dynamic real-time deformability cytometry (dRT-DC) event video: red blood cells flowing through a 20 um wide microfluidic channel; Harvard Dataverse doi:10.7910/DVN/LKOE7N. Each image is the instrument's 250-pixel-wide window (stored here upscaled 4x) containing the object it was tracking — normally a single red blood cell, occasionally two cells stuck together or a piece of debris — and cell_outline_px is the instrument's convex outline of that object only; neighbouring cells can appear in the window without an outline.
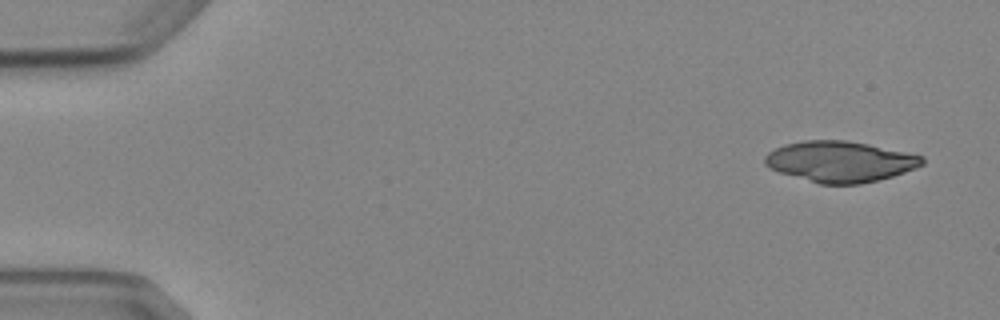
{"species": "Egyptian fruit bat (a non-hibernating species)", "species_latin": "Rousettus aegyptiacus", "temperature_condition": "cold", "stored_images_in_passage": 7, "camera_frame_rate_fps": 3000, "um_per_image_px": 0.085, "animal": {"sex": "female"}, "frame": {"image": 1, "passage_image": 1, "time_ms": 0.0, "image_size_px": [1000, 320], "cell_outline_px": [[924, 164], [916, 168], [892, 176], [860, 184], [820, 184], [780, 172], [768, 168], [764, 164], [764, 156], [768, 152], [784, 144], [804, 140], [844, 140], [868, 144], [924, 156]], "centroid_in_image_um": [71.39, 13.73], "position_along_channel_um": 13.6, "area_um2": 37.34}}
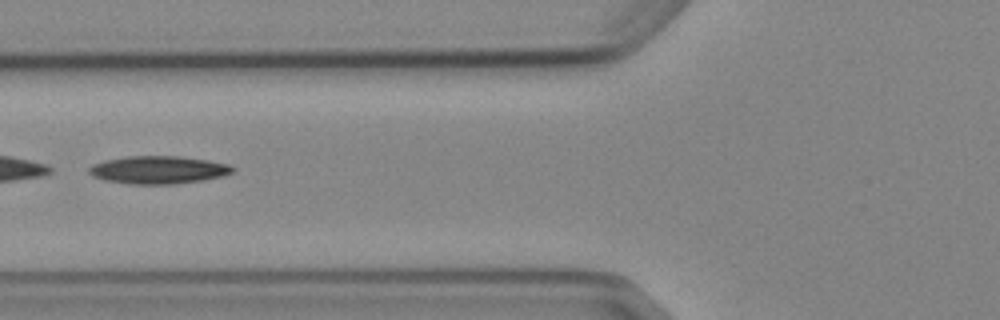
{"frame": {"image": 2, "passage_image": 6, "time_ms": 6.0, "image_size_px": [1000, 320], "cell_outline_px": [[236, 168], [232, 172], [224, 176], [204, 180], [172, 184], [128, 184], [104, 180], [92, 176], [88, 172], [88, 168], [92, 164], [104, 160], [124, 156], [180, 156], [208, 160], [228, 164]], "centroid_in_image_um": [13.44, 14.43], "position_along_channel_um": 112.4, "area_um2": 23.52}}